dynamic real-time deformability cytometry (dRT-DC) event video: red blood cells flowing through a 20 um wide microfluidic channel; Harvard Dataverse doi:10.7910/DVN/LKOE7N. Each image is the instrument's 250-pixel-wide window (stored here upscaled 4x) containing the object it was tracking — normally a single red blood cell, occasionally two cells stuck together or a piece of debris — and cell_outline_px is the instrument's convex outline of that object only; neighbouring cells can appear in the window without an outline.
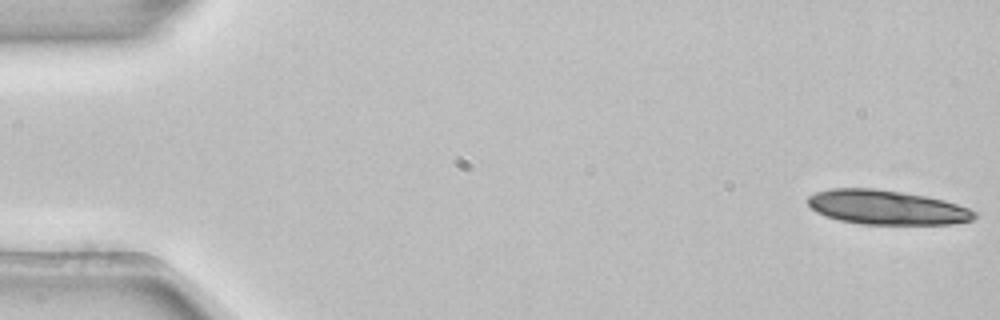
{"species": "common noctule bat (a hibernating species)", "species_latin": "Nyctalus noctula", "temperature_condition": "room temperature", "stored_images_in_passage": 16, "camera_frame_rate_fps": 3000, "um_per_image_px": 0.085, "animal": {"sex": "female", "body_mass_g": 22.7, "forearm_length_mm": 54.2}, "frame": {"image": 1, "passage_image": 1, "time_ms": 0.0, "image_size_px": [1000, 320], "cell_outline_px": [[976, 216], [972, 220], [952, 224], [860, 224], [840, 220], [824, 216], [816, 212], [808, 204], [808, 196], [816, 192], [832, 188], [876, 188], [928, 196], [944, 200], [968, 208], [976, 212]], "centroid_in_image_um": [75.36, 17.62], "position_along_channel_um": 9.6, "area_um2": 33.47}}